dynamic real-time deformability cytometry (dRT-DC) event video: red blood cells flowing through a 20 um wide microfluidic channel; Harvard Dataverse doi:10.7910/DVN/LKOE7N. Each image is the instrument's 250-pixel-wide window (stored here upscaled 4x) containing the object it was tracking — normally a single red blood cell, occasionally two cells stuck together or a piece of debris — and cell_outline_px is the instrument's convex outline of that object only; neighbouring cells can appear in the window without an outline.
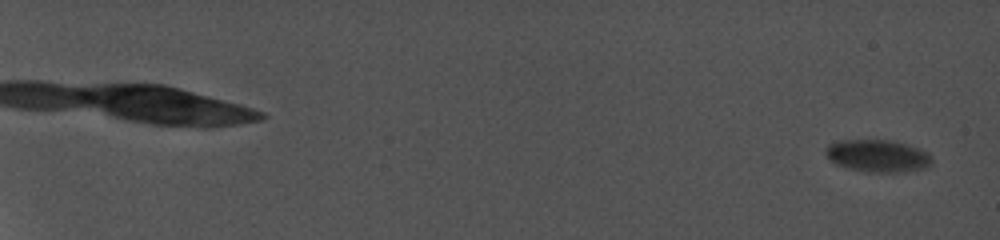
{"species": "common noctule bat (a hibernating species)", "species_latin": "Nyctalus noctula", "temperature_condition": "cold", "stored_images_in_passage": 58, "camera_frame_rate_fps": 5000, "um_per_image_px": 0.085, "animal": {"sex": "female", "body_mass_g": 19.0, "forearm_length_mm": 56.7}, "frame": {"image": 1, "passage_image": 8, "time_ms": 1.0, "image_size_px": [1000, 240], "cell_outline_px": [[932, 164], [924, 168], [904, 172], [868, 172], [848, 168], [836, 164], [824, 152], [824, 148], [828, 144], [840, 140], [888, 140], [904, 144], [928, 152], [932, 156]], "centroid_in_image_um": [74.6, 13.25], "position_along_channel_um": 10.4, "area_um2": 19.94}}
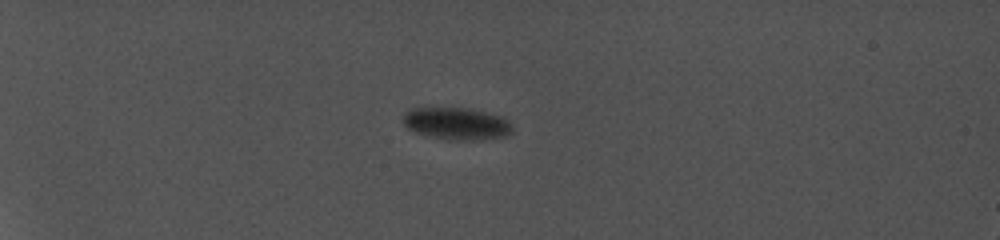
{"frame": {"image": 2, "passage_image": 50, "time_ms": 7.4, "image_size_px": [1000, 240], "cell_outline_px": [[512, 132], [504, 136], [480, 140], [448, 140], [428, 136], [416, 132], [408, 128], [404, 124], [404, 112], [412, 108], [468, 108], [500, 116], [508, 120], [512, 124]], "centroid_in_image_um": [38.81, 10.51], "position_along_channel_um": 46.2, "area_um2": 20.46}}